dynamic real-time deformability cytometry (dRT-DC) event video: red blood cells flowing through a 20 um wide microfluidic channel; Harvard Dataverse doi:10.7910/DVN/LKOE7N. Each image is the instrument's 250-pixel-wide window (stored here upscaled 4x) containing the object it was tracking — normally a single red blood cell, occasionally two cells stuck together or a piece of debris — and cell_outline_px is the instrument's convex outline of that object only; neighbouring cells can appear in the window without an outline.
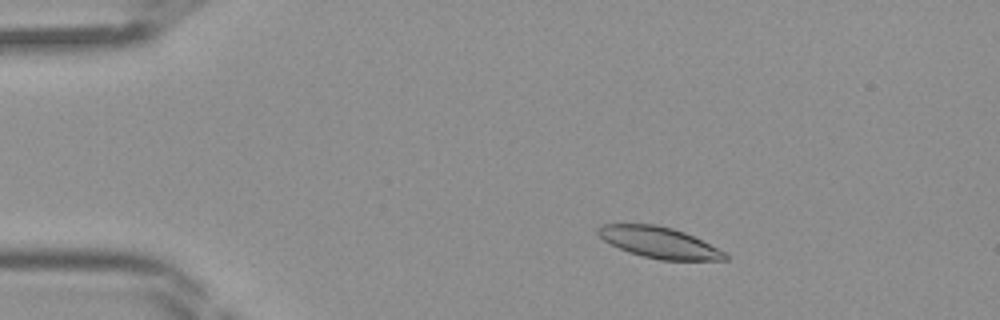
{"species": "Egyptian fruit bat (a non-hibernating species)", "species_latin": "Rousettus aegyptiacus", "temperature_condition": "room temperature", "stored_images_in_passage": 43, "camera_frame_rate_fps": 3000, "um_per_image_px": 0.085, "frame": {"image": 1, "passage_image": 7, "time_ms": 2.0, "image_size_px": [1000, 320], "cell_outline_px": [[728, 260], [660, 260], [628, 252], [604, 240], [596, 232], [596, 228], [600, 224], [656, 224], [672, 228], [684, 232], [728, 252]], "centroid_in_image_um": [56.06, 20.61], "position_along_channel_um": 28.9, "area_um2": 23.06}}
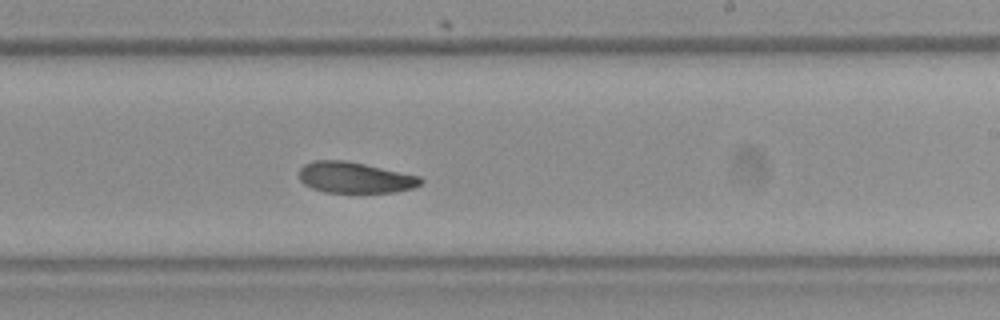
{"frame": {"image": 2, "passage_image": 26, "time_ms": 8.333, "image_size_px": [1000, 320], "cell_outline_px": [[424, 180], [420, 184], [412, 188], [396, 192], [324, 192], [312, 188], [304, 184], [300, 180], [300, 168], [304, 164], [312, 160], [344, 160], [364, 164], [420, 176]], "centroid_in_image_um": [30.15, 15.09], "position_along_channel_um": 258.9, "area_um2": 21.85}}
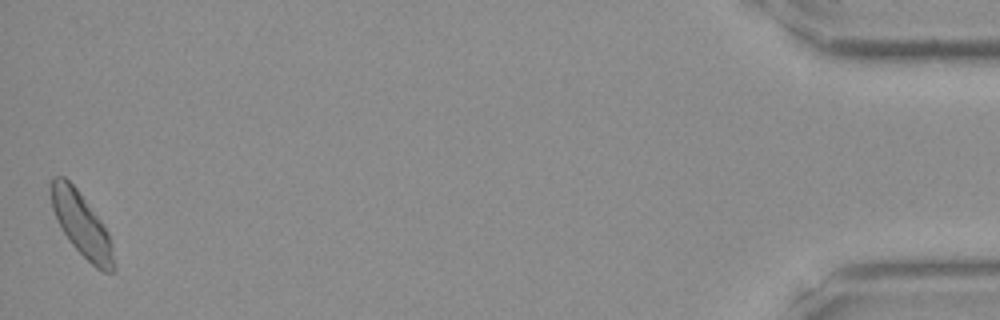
{"frame": {"image": 3, "passage_image": 43, "time_ms": 14.0, "image_size_px": [1000, 320], "cell_outline_px": [[116, 268], [112, 272], [104, 272], [96, 268], [68, 240], [60, 228], [52, 208], [52, 180], [56, 176], [64, 176], [76, 188], [100, 220], [108, 232]], "centroid_in_image_um": [6.94, 19.12], "position_along_channel_um": 428.3, "area_um2": 22.66}}